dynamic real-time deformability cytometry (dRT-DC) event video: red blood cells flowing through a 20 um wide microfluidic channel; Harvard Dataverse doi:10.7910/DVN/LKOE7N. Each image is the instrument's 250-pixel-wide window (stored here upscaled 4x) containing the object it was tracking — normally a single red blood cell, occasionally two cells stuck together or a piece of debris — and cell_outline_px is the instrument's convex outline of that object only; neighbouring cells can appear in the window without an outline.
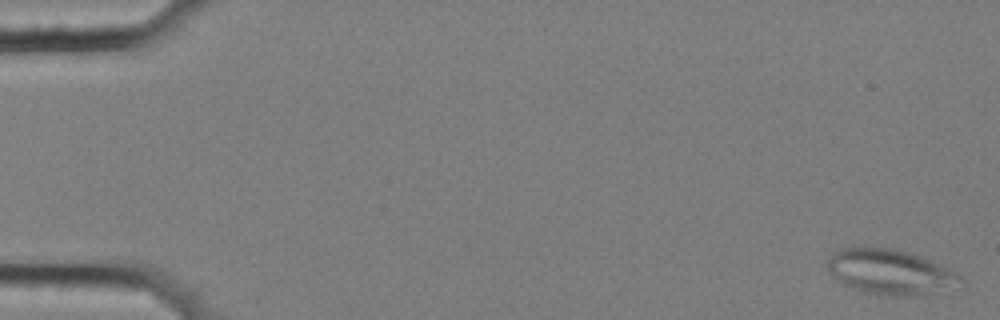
{"species": "common noctule bat (a hibernating species)", "species_latin": "Nyctalus noctula", "temperature_condition": "cold", "stored_images_in_passage": 10, "camera_frame_rate_fps": 3000, "um_per_image_px": 0.085, "animal": {"sex": "female", "body_mass_g": 25.1}, "frame": {"image": 1, "passage_image": 1, "time_ms": 0.0, "image_size_px": [1000, 320], "cell_outline_px": [[960, 280], [928, 292], [908, 296], [888, 296], [864, 292], [852, 288], [836, 280], [832, 276], [828, 268], [828, 256], [832, 252], [840, 248], [896, 248], [920, 256], [952, 268], [960, 276]], "centroid_in_image_um": [75.54, 23.08], "position_along_channel_um": 9.5, "area_um2": 34.1}}
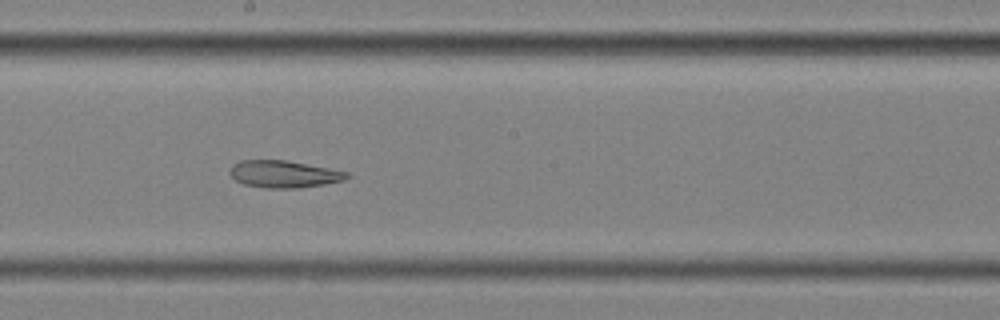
{"frame": {"image": 2, "passage_image": 9, "time_ms": 2.667, "image_size_px": [1000, 320], "cell_outline_px": [[352, 176], [344, 180], [324, 184], [296, 188], [264, 188], [244, 184], [236, 180], [228, 172], [232, 164], [240, 160], [284, 160], [328, 168], [348, 172]], "centroid_in_image_um": [24.11, 14.8], "position_along_channel_um": 224.1, "area_um2": 18.44}}
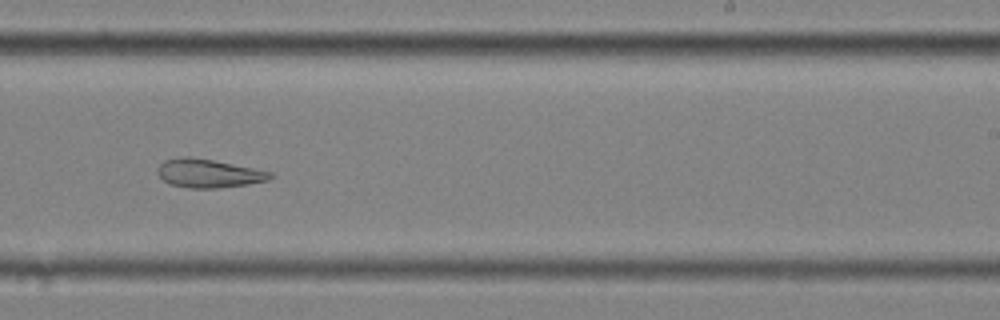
{"frame": {"image": 3, "passage_image": 10, "time_ms": 3.0, "image_size_px": [1000, 320], "cell_outline_px": [[276, 176], [268, 180], [248, 184], [216, 188], [188, 188], [168, 184], [156, 172], [160, 164], [164, 160], [188, 156], [212, 160], [272, 172]], "centroid_in_image_um": [17.72, 14.74], "position_along_channel_um": 271.3, "area_um2": 18.61}}